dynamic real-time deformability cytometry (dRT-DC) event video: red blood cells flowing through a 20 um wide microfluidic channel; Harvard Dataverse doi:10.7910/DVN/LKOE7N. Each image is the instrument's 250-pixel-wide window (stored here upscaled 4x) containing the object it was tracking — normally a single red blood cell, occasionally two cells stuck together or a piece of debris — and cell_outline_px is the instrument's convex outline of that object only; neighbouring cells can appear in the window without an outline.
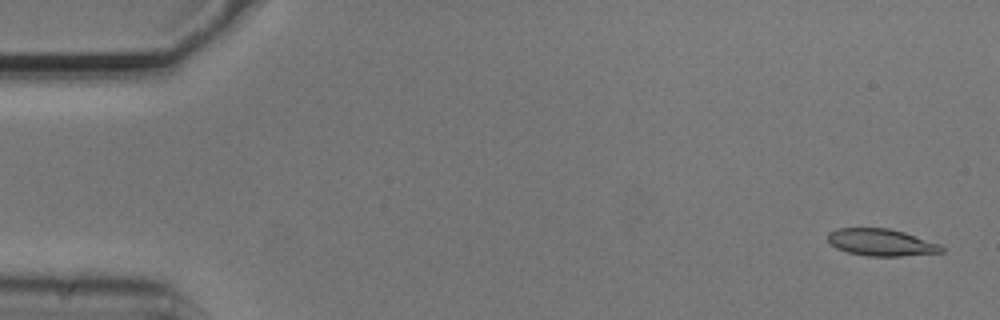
{"species": "common noctule bat (a hibernating species)", "species_latin": "Nyctalus noctula", "temperature_condition": "cold", "stored_images_in_passage": 53, "camera_frame_rate_fps": 3000, "um_per_image_px": 0.085, "animal": {"sex": "male", "body_mass_g": 20.5, "forearm_length_mm": 52.5}, "frame": {"image": 1, "passage_image": 2, "time_ms": 0.333, "image_size_px": [1000, 320], "cell_outline_px": [[944, 252], [900, 256], [868, 256], [848, 252], [836, 248], [828, 240], [828, 232], [836, 228], [888, 228], [904, 232], [940, 244], [944, 248]], "centroid_in_image_um": [74.9, 20.6], "position_along_channel_um": 10.1, "area_um2": 17.86}}
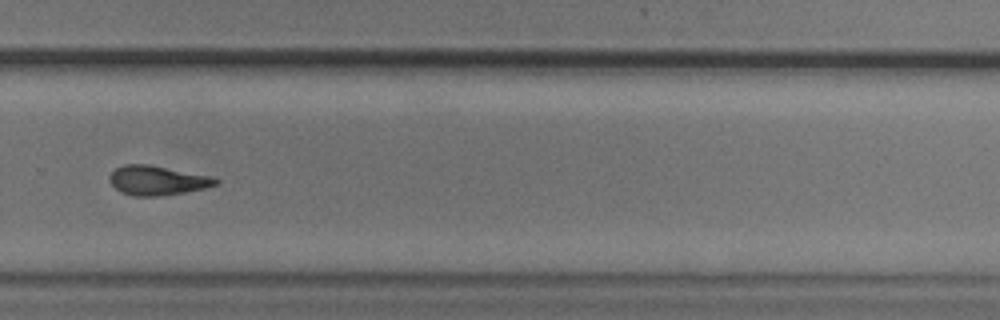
{"frame": {"image": 2, "passage_image": 37, "time_ms": 12.0, "image_size_px": [1000, 320], "cell_outline_px": [[220, 184], [204, 188], [184, 192], [160, 196], [132, 196], [120, 192], [108, 180], [108, 176], [116, 168], [124, 164], [152, 164], [208, 176], [220, 180]], "centroid_in_image_um": [13.34, 15.33], "position_along_channel_um": 316.5, "area_um2": 18.26}}
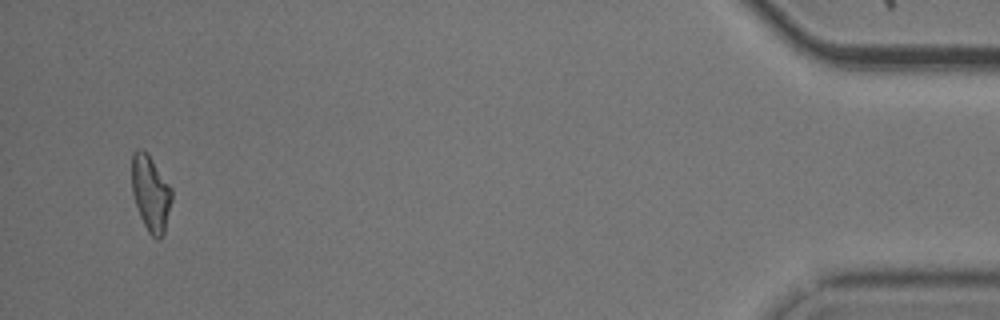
{"frame": {"image": 3, "passage_image": 52, "time_ms": 17.0, "image_size_px": [1000, 320], "cell_outline_px": [[172, 200], [164, 232], [160, 240], [156, 240], [148, 232], [140, 216], [132, 192], [132, 152], [136, 148], [140, 148], [148, 156], [172, 188]], "centroid_in_image_um": [12.8, 16.47], "position_along_channel_um": 422.4, "area_um2": 17.4}}